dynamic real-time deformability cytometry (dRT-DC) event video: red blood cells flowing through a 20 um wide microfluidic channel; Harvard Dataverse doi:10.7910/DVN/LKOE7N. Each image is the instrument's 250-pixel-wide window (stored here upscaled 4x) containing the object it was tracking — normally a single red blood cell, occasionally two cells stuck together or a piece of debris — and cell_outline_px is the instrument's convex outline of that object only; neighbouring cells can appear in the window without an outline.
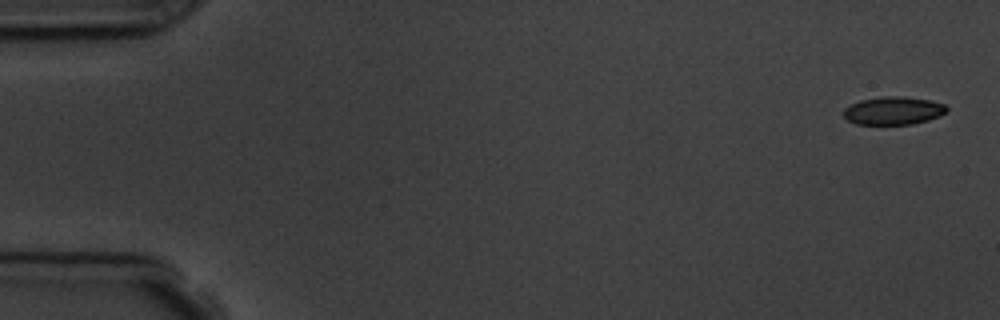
{"species": "common noctule bat (a hibernating species)", "species_latin": "Nyctalus noctula", "temperature_condition": "room temperature", "stored_images_in_passage": 4, "camera_frame_rate_fps": 3000, "um_per_image_px": 0.085, "animal": {"sex": "male", "body_mass_g": 19.5, "forearm_length_mm": 54.6}, "frame": {"image": 1, "passage_image": 1, "time_ms": 0.0, "image_size_px": [1000, 320], "cell_outline_px": [[948, 108], [940, 116], [928, 120], [912, 124], [856, 124], [848, 120], [844, 116], [844, 108], [860, 100], [880, 96], [904, 96], [928, 100], [944, 104]], "centroid_in_image_um": [75.92, 9.4], "position_along_channel_um": 9.1, "area_um2": 16.76}}
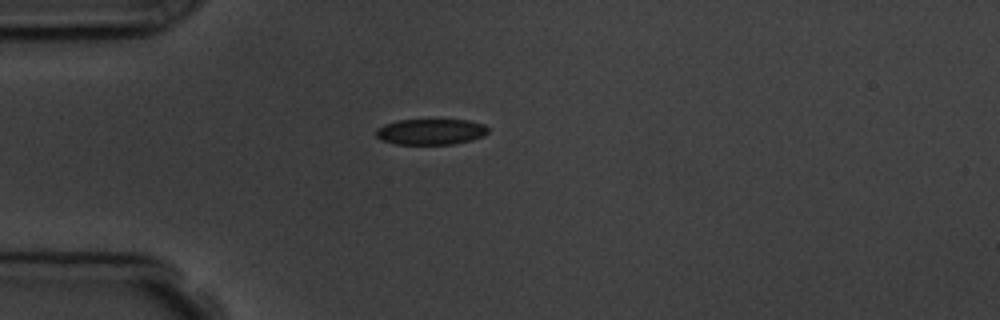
{"frame": {"image": 2, "passage_image": 4, "time_ms": 4.333, "image_size_px": [1000, 320], "cell_outline_px": [[488, 132], [484, 136], [472, 140], [452, 144], [396, 144], [380, 140], [376, 136], [376, 128], [384, 124], [400, 120], [468, 120], [484, 124], [488, 128]], "centroid_in_image_um": [36.61, 11.2], "position_along_channel_um": 48.4, "area_um2": 16.94}}